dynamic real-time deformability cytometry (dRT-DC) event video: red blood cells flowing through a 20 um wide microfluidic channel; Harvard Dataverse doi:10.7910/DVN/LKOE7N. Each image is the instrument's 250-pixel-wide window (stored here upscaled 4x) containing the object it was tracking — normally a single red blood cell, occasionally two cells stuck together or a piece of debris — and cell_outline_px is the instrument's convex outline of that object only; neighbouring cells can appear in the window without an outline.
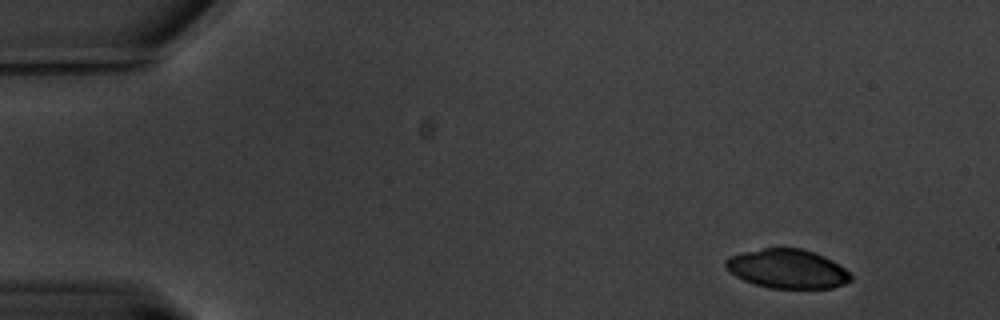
{"species": "common noctule bat (a hibernating species)", "species_latin": "Nyctalus noctula", "temperature_condition": "warm", "stored_images_in_passage": 12, "camera_frame_rate_fps": 3000, "um_per_image_px": 0.085, "animal": {"sex": "male", "body_mass_g": 20.1, "forearm_length_mm": 53.5}, "frame": {"image": 1, "passage_image": 1, "time_ms": 0.0, "image_size_px": [1000, 320], "cell_outline_px": [[852, 280], [844, 284], [832, 288], [768, 288], [744, 280], [736, 276], [724, 264], [724, 260], [728, 256], [744, 252], [764, 248], [800, 248], [824, 256], [832, 260], [852, 272]], "centroid_in_image_um": [66.96, 22.85], "position_along_channel_um": 18.0, "area_um2": 28.5}}